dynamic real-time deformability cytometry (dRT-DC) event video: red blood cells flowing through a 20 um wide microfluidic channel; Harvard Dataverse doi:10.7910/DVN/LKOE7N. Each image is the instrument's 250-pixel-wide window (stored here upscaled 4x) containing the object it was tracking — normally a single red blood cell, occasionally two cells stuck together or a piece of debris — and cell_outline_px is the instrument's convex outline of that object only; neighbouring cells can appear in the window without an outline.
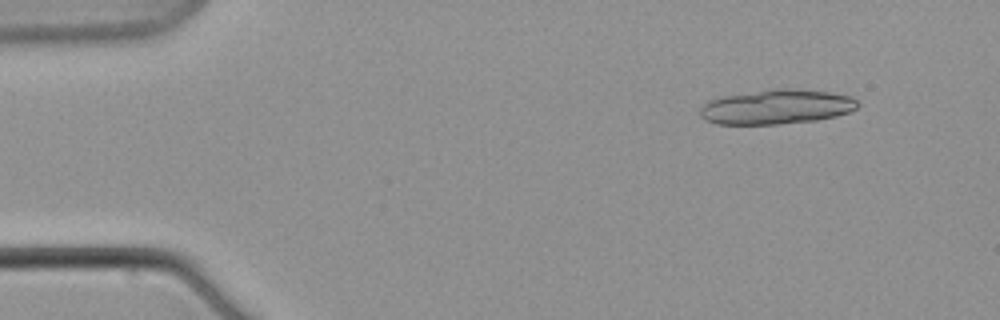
{"species": "common noctule bat (a hibernating species)", "species_latin": "Nyctalus noctula", "temperature_condition": "warm", "stored_images_in_passage": 14, "camera_frame_rate_fps": 3000, "um_per_image_px": 0.085, "animal": {"sex": "male", "body_mass_g": 21.5, "forearm_length_mm": 52.0}, "frame": {"image": 1, "passage_image": 3, "time_ms": 2.333, "image_size_px": [1000, 320], "cell_outline_px": [[860, 104], [856, 108], [848, 112], [836, 116], [816, 120], [780, 124], [716, 124], [704, 120], [700, 116], [700, 108], [708, 100], [720, 96], [776, 88], [788, 88], [828, 92], [852, 96]], "centroid_in_image_um": [65.97, 9.08], "position_along_channel_um": 19.0, "area_um2": 31.96}}
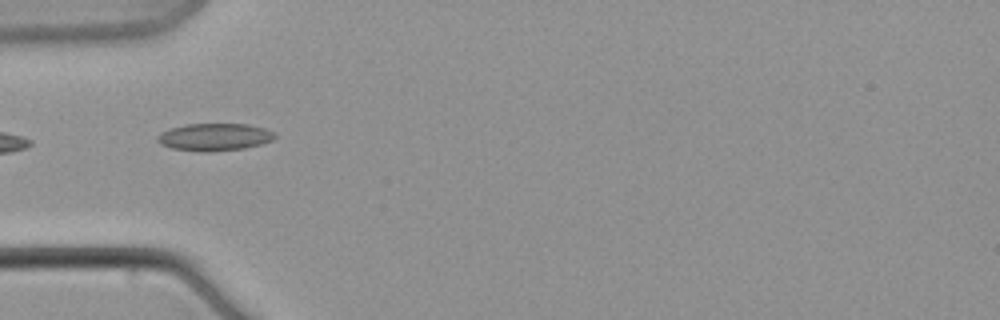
{"frame": {"image": 2, "passage_image": 7, "time_ms": 8.0, "image_size_px": [1000, 320], "cell_outline_px": [[276, 136], [272, 140], [260, 144], [244, 148], [208, 152], [200, 152], [172, 148], [160, 144], [156, 140], [156, 136], [160, 132], [184, 124], [248, 124], [264, 128], [276, 132]], "centroid_in_image_um": [18.22, 11.64], "position_along_channel_um": 66.8, "area_um2": 18.84}}
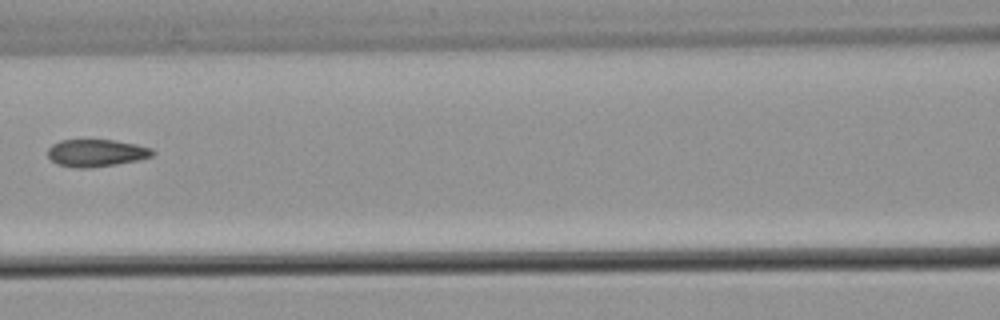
{"frame": {"image": 3, "passage_image": 10, "time_ms": 11.333, "image_size_px": [1000, 320], "cell_outline_px": [[156, 152], [152, 156], [136, 160], [116, 164], [92, 168], [72, 168], [56, 164], [48, 156], [48, 148], [52, 144], [60, 140], [112, 140], [136, 144], [152, 148]], "centroid_in_image_um": [8.16, 13.01], "position_along_channel_um": 158.4, "area_um2": 16.76}}